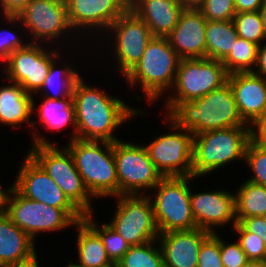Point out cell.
<instances>
[{"label":"cell","instance_id":"cell-35","mask_svg":"<svg viewBox=\"0 0 266 267\" xmlns=\"http://www.w3.org/2000/svg\"><path fill=\"white\" fill-rule=\"evenodd\" d=\"M238 234L237 241L245 252L248 260H266V247L264 241L254 233L247 232L239 223L233 229Z\"/></svg>","mask_w":266,"mask_h":267},{"label":"cell","instance_id":"cell-7","mask_svg":"<svg viewBox=\"0 0 266 267\" xmlns=\"http://www.w3.org/2000/svg\"><path fill=\"white\" fill-rule=\"evenodd\" d=\"M195 179L197 178L193 176L163 177L154 187L155 196L149 197L160 234L197 228L190 204L189 187Z\"/></svg>","mask_w":266,"mask_h":267},{"label":"cell","instance_id":"cell-19","mask_svg":"<svg viewBox=\"0 0 266 267\" xmlns=\"http://www.w3.org/2000/svg\"><path fill=\"white\" fill-rule=\"evenodd\" d=\"M207 20L198 8L185 7L176 27L167 36L171 47L182 58H206Z\"/></svg>","mask_w":266,"mask_h":267},{"label":"cell","instance_id":"cell-25","mask_svg":"<svg viewBox=\"0 0 266 267\" xmlns=\"http://www.w3.org/2000/svg\"><path fill=\"white\" fill-rule=\"evenodd\" d=\"M43 99L39 108L35 107V100L32 99V113L35 114V110H37L40 120L38 122V120L32 119V128L36 127V123H40L44 129L57 131L62 130L64 126L71 125L73 130L69 139L70 141L77 139L73 98L56 100L43 97Z\"/></svg>","mask_w":266,"mask_h":267},{"label":"cell","instance_id":"cell-30","mask_svg":"<svg viewBox=\"0 0 266 267\" xmlns=\"http://www.w3.org/2000/svg\"><path fill=\"white\" fill-rule=\"evenodd\" d=\"M259 45L238 37L231 52L221 61L228 74L253 72L255 70Z\"/></svg>","mask_w":266,"mask_h":267},{"label":"cell","instance_id":"cell-42","mask_svg":"<svg viewBox=\"0 0 266 267\" xmlns=\"http://www.w3.org/2000/svg\"><path fill=\"white\" fill-rule=\"evenodd\" d=\"M30 0H0L1 13L4 16H18Z\"/></svg>","mask_w":266,"mask_h":267},{"label":"cell","instance_id":"cell-10","mask_svg":"<svg viewBox=\"0 0 266 267\" xmlns=\"http://www.w3.org/2000/svg\"><path fill=\"white\" fill-rule=\"evenodd\" d=\"M114 159L118 195H146V190L152 191L163 178L150 159L145 144L115 141Z\"/></svg>","mask_w":266,"mask_h":267},{"label":"cell","instance_id":"cell-41","mask_svg":"<svg viewBox=\"0 0 266 267\" xmlns=\"http://www.w3.org/2000/svg\"><path fill=\"white\" fill-rule=\"evenodd\" d=\"M250 141L257 145L266 146V113L250 125Z\"/></svg>","mask_w":266,"mask_h":267},{"label":"cell","instance_id":"cell-44","mask_svg":"<svg viewBox=\"0 0 266 267\" xmlns=\"http://www.w3.org/2000/svg\"><path fill=\"white\" fill-rule=\"evenodd\" d=\"M255 69L256 70H253L254 74L266 78V42H264L258 48V55H257V62Z\"/></svg>","mask_w":266,"mask_h":267},{"label":"cell","instance_id":"cell-51","mask_svg":"<svg viewBox=\"0 0 266 267\" xmlns=\"http://www.w3.org/2000/svg\"><path fill=\"white\" fill-rule=\"evenodd\" d=\"M105 267H119V266H118V263H112V264L105 266Z\"/></svg>","mask_w":266,"mask_h":267},{"label":"cell","instance_id":"cell-21","mask_svg":"<svg viewBox=\"0 0 266 267\" xmlns=\"http://www.w3.org/2000/svg\"><path fill=\"white\" fill-rule=\"evenodd\" d=\"M227 82L242 119L251 125L266 113V78L253 72L228 74Z\"/></svg>","mask_w":266,"mask_h":267},{"label":"cell","instance_id":"cell-20","mask_svg":"<svg viewBox=\"0 0 266 267\" xmlns=\"http://www.w3.org/2000/svg\"><path fill=\"white\" fill-rule=\"evenodd\" d=\"M210 234L200 228L160 234L156 242L163 255L164 267H197L201 244Z\"/></svg>","mask_w":266,"mask_h":267},{"label":"cell","instance_id":"cell-13","mask_svg":"<svg viewBox=\"0 0 266 267\" xmlns=\"http://www.w3.org/2000/svg\"><path fill=\"white\" fill-rule=\"evenodd\" d=\"M5 214L33 240L39 233L56 232L76 224L63 209L30 200L14 187L8 195Z\"/></svg>","mask_w":266,"mask_h":267},{"label":"cell","instance_id":"cell-38","mask_svg":"<svg viewBox=\"0 0 266 267\" xmlns=\"http://www.w3.org/2000/svg\"><path fill=\"white\" fill-rule=\"evenodd\" d=\"M220 253L224 267H242L249 261L238 241L229 244L220 237Z\"/></svg>","mask_w":266,"mask_h":267},{"label":"cell","instance_id":"cell-5","mask_svg":"<svg viewBox=\"0 0 266 267\" xmlns=\"http://www.w3.org/2000/svg\"><path fill=\"white\" fill-rule=\"evenodd\" d=\"M93 198L118 196L114 142L75 139L65 145Z\"/></svg>","mask_w":266,"mask_h":267},{"label":"cell","instance_id":"cell-33","mask_svg":"<svg viewBox=\"0 0 266 267\" xmlns=\"http://www.w3.org/2000/svg\"><path fill=\"white\" fill-rule=\"evenodd\" d=\"M233 23L238 37L259 46L266 42V33L259 11L236 13L233 17Z\"/></svg>","mask_w":266,"mask_h":267},{"label":"cell","instance_id":"cell-39","mask_svg":"<svg viewBox=\"0 0 266 267\" xmlns=\"http://www.w3.org/2000/svg\"><path fill=\"white\" fill-rule=\"evenodd\" d=\"M19 35L20 34H17L15 31H11L8 27L7 29L0 30V62L7 64L13 52L24 48L29 43L28 40H22L24 36L21 37V35Z\"/></svg>","mask_w":266,"mask_h":267},{"label":"cell","instance_id":"cell-45","mask_svg":"<svg viewBox=\"0 0 266 267\" xmlns=\"http://www.w3.org/2000/svg\"><path fill=\"white\" fill-rule=\"evenodd\" d=\"M13 187V184L11 186L5 189H2V186L0 185V215H3L6 213V206H7V199L8 195Z\"/></svg>","mask_w":266,"mask_h":267},{"label":"cell","instance_id":"cell-18","mask_svg":"<svg viewBox=\"0 0 266 267\" xmlns=\"http://www.w3.org/2000/svg\"><path fill=\"white\" fill-rule=\"evenodd\" d=\"M190 204L197 228L216 233V228L237 224L235 194L227 190L192 193ZM215 229V230H214Z\"/></svg>","mask_w":266,"mask_h":267},{"label":"cell","instance_id":"cell-15","mask_svg":"<svg viewBox=\"0 0 266 267\" xmlns=\"http://www.w3.org/2000/svg\"><path fill=\"white\" fill-rule=\"evenodd\" d=\"M43 43H28L24 48L13 52L4 65L6 79L17 83L29 94L37 93L50 70L51 63L61 60V47L52 48ZM47 47H50L49 50Z\"/></svg>","mask_w":266,"mask_h":267},{"label":"cell","instance_id":"cell-6","mask_svg":"<svg viewBox=\"0 0 266 267\" xmlns=\"http://www.w3.org/2000/svg\"><path fill=\"white\" fill-rule=\"evenodd\" d=\"M250 127L206 131L193 138L192 176L203 177L230 162L244 161Z\"/></svg>","mask_w":266,"mask_h":267},{"label":"cell","instance_id":"cell-24","mask_svg":"<svg viewBox=\"0 0 266 267\" xmlns=\"http://www.w3.org/2000/svg\"><path fill=\"white\" fill-rule=\"evenodd\" d=\"M2 86L0 87V124L18 128L20 124L26 122L27 126L31 127L33 95L27 93L17 83L10 82Z\"/></svg>","mask_w":266,"mask_h":267},{"label":"cell","instance_id":"cell-48","mask_svg":"<svg viewBox=\"0 0 266 267\" xmlns=\"http://www.w3.org/2000/svg\"><path fill=\"white\" fill-rule=\"evenodd\" d=\"M259 13L261 16V20L264 26V30L266 33V0L264 1L263 5L261 6V8L259 9Z\"/></svg>","mask_w":266,"mask_h":267},{"label":"cell","instance_id":"cell-28","mask_svg":"<svg viewBox=\"0 0 266 267\" xmlns=\"http://www.w3.org/2000/svg\"><path fill=\"white\" fill-rule=\"evenodd\" d=\"M57 62L55 59L51 63L49 73L37 94H42L45 98L56 100L72 98L75 84L81 78V75L69 63L63 64L64 67L60 66L59 68L57 67L59 66ZM48 91H52L55 94L53 93V95Z\"/></svg>","mask_w":266,"mask_h":267},{"label":"cell","instance_id":"cell-47","mask_svg":"<svg viewBox=\"0 0 266 267\" xmlns=\"http://www.w3.org/2000/svg\"><path fill=\"white\" fill-rule=\"evenodd\" d=\"M242 267H266V260L263 261H253L249 260L244 266Z\"/></svg>","mask_w":266,"mask_h":267},{"label":"cell","instance_id":"cell-2","mask_svg":"<svg viewBox=\"0 0 266 267\" xmlns=\"http://www.w3.org/2000/svg\"><path fill=\"white\" fill-rule=\"evenodd\" d=\"M167 116L193 135L229 127H250L238 111L228 82L204 97L179 102Z\"/></svg>","mask_w":266,"mask_h":267},{"label":"cell","instance_id":"cell-14","mask_svg":"<svg viewBox=\"0 0 266 267\" xmlns=\"http://www.w3.org/2000/svg\"><path fill=\"white\" fill-rule=\"evenodd\" d=\"M109 32V33H108ZM118 72L125 78L139 63L148 42L153 38L151 30L143 19L130 8L120 15L108 28ZM112 34V35H111Z\"/></svg>","mask_w":266,"mask_h":267},{"label":"cell","instance_id":"cell-1","mask_svg":"<svg viewBox=\"0 0 266 267\" xmlns=\"http://www.w3.org/2000/svg\"><path fill=\"white\" fill-rule=\"evenodd\" d=\"M83 79L81 76L76 82L72 96L77 139L112 143L121 140L113 135L114 131L146 111L129 107L124 100L89 86Z\"/></svg>","mask_w":266,"mask_h":267},{"label":"cell","instance_id":"cell-27","mask_svg":"<svg viewBox=\"0 0 266 267\" xmlns=\"http://www.w3.org/2000/svg\"><path fill=\"white\" fill-rule=\"evenodd\" d=\"M206 58L222 61L233 49L238 38L233 20L206 23Z\"/></svg>","mask_w":266,"mask_h":267},{"label":"cell","instance_id":"cell-40","mask_svg":"<svg viewBox=\"0 0 266 267\" xmlns=\"http://www.w3.org/2000/svg\"><path fill=\"white\" fill-rule=\"evenodd\" d=\"M237 223L247 232L254 233L260 237L264 241L266 247V221L263 216L237 219Z\"/></svg>","mask_w":266,"mask_h":267},{"label":"cell","instance_id":"cell-37","mask_svg":"<svg viewBox=\"0 0 266 267\" xmlns=\"http://www.w3.org/2000/svg\"><path fill=\"white\" fill-rule=\"evenodd\" d=\"M197 267H224L220 253V236L211 233L201 244Z\"/></svg>","mask_w":266,"mask_h":267},{"label":"cell","instance_id":"cell-16","mask_svg":"<svg viewBox=\"0 0 266 267\" xmlns=\"http://www.w3.org/2000/svg\"><path fill=\"white\" fill-rule=\"evenodd\" d=\"M24 157L13 187L24 197L63 209L76 223L84 214L68 199L45 170L28 154Z\"/></svg>","mask_w":266,"mask_h":267},{"label":"cell","instance_id":"cell-32","mask_svg":"<svg viewBox=\"0 0 266 267\" xmlns=\"http://www.w3.org/2000/svg\"><path fill=\"white\" fill-rule=\"evenodd\" d=\"M94 213L86 214L84 220L100 235L108 258L118 263L130 248V244L108 223L98 225L93 219Z\"/></svg>","mask_w":266,"mask_h":267},{"label":"cell","instance_id":"cell-3","mask_svg":"<svg viewBox=\"0 0 266 267\" xmlns=\"http://www.w3.org/2000/svg\"><path fill=\"white\" fill-rule=\"evenodd\" d=\"M34 129L36 131H34ZM31 129L33 141L31 149L27 152L61 188L68 199L84 214L92 213V195L85 187L79 174L72 154L65 146L59 148L52 143L38 128Z\"/></svg>","mask_w":266,"mask_h":267},{"label":"cell","instance_id":"cell-52","mask_svg":"<svg viewBox=\"0 0 266 267\" xmlns=\"http://www.w3.org/2000/svg\"><path fill=\"white\" fill-rule=\"evenodd\" d=\"M263 217H264V219H265V221H266V212L264 213Z\"/></svg>","mask_w":266,"mask_h":267},{"label":"cell","instance_id":"cell-29","mask_svg":"<svg viewBox=\"0 0 266 267\" xmlns=\"http://www.w3.org/2000/svg\"><path fill=\"white\" fill-rule=\"evenodd\" d=\"M235 192L236 220L263 216L266 212V187L248 180Z\"/></svg>","mask_w":266,"mask_h":267},{"label":"cell","instance_id":"cell-26","mask_svg":"<svg viewBox=\"0 0 266 267\" xmlns=\"http://www.w3.org/2000/svg\"><path fill=\"white\" fill-rule=\"evenodd\" d=\"M78 264L84 267H105L112 264L100 235L85 221L75 224Z\"/></svg>","mask_w":266,"mask_h":267},{"label":"cell","instance_id":"cell-31","mask_svg":"<svg viewBox=\"0 0 266 267\" xmlns=\"http://www.w3.org/2000/svg\"><path fill=\"white\" fill-rule=\"evenodd\" d=\"M157 240L142 245L130 246L118 262L119 267H164L163 255ZM155 244V245H154ZM156 246V247H155Z\"/></svg>","mask_w":266,"mask_h":267},{"label":"cell","instance_id":"cell-43","mask_svg":"<svg viewBox=\"0 0 266 267\" xmlns=\"http://www.w3.org/2000/svg\"><path fill=\"white\" fill-rule=\"evenodd\" d=\"M265 0H234L236 13L259 11Z\"/></svg>","mask_w":266,"mask_h":267},{"label":"cell","instance_id":"cell-11","mask_svg":"<svg viewBox=\"0 0 266 267\" xmlns=\"http://www.w3.org/2000/svg\"><path fill=\"white\" fill-rule=\"evenodd\" d=\"M114 216L108 224L131 246L157 240L160 233L155 221L150 197L118 195Z\"/></svg>","mask_w":266,"mask_h":267},{"label":"cell","instance_id":"cell-12","mask_svg":"<svg viewBox=\"0 0 266 267\" xmlns=\"http://www.w3.org/2000/svg\"><path fill=\"white\" fill-rule=\"evenodd\" d=\"M165 118L169 129L175 132L153 137L154 140L145 145L149 157L163 177L192 176L194 135L179 127L167 115Z\"/></svg>","mask_w":266,"mask_h":267},{"label":"cell","instance_id":"cell-4","mask_svg":"<svg viewBox=\"0 0 266 267\" xmlns=\"http://www.w3.org/2000/svg\"><path fill=\"white\" fill-rule=\"evenodd\" d=\"M180 60L167 37H153L148 42L139 63L125 77V82L132 88L140 86L145 93L144 97H147V103H154L165 94H169Z\"/></svg>","mask_w":266,"mask_h":267},{"label":"cell","instance_id":"cell-36","mask_svg":"<svg viewBox=\"0 0 266 267\" xmlns=\"http://www.w3.org/2000/svg\"><path fill=\"white\" fill-rule=\"evenodd\" d=\"M197 8L208 21L233 20L236 14L234 0H204Z\"/></svg>","mask_w":266,"mask_h":267},{"label":"cell","instance_id":"cell-50","mask_svg":"<svg viewBox=\"0 0 266 267\" xmlns=\"http://www.w3.org/2000/svg\"><path fill=\"white\" fill-rule=\"evenodd\" d=\"M66 267H84V266H82V265H80L78 263L70 262L68 260V263H67Z\"/></svg>","mask_w":266,"mask_h":267},{"label":"cell","instance_id":"cell-34","mask_svg":"<svg viewBox=\"0 0 266 267\" xmlns=\"http://www.w3.org/2000/svg\"><path fill=\"white\" fill-rule=\"evenodd\" d=\"M244 162L253 173L247 180L266 187V146L249 141L245 150Z\"/></svg>","mask_w":266,"mask_h":267},{"label":"cell","instance_id":"cell-22","mask_svg":"<svg viewBox=\"0 0 266 267\" xmlns=\"http://www.w3.org/2000/svg\"><path fill=\"white\" fill-rule=\"evenodd\" d=\"M129 8L145 21L153 37H167L185 7L180 0H129Z\"/></svg>","mask_w":266,"mask_h":267},{"label":"cell","instance_id":"cell-46","mask_svg":"<svg viewBox=\"0 0 266 267\" xmlns=\"http://www.w3.org/2000/svg\"><path fill=\"white\" fill-rule=\"evenodd\" d=\"M204 0H180L184 7L197 8Z\"/></svg>","mask_w":266,"mask_h":267},{"label":"cell","instance_id":"cell-49","mask_svg":"<svg viewBox=\"0 0 266 267\" xmlns=\"http://www.w3.org/2000/svg\"><path fill=\"white\" fill-rule=\"evenodd\" d=\"M38 257H36L34 260L24 263V264H20V265H16V266H11V267H39L38 264Z\"/></svg>","mask_w":266,"mask_h":267},{"label":"cell","instance_id":"cell-23","mask_svg":"<svg viewBox=\"0 0 266 267\" xmlns=\"http://www.w3.org/2000/svg\"><path fill=\"white\" fill-rule=\"evenodd\" d=\"M35 241L6 215H0V266L24 264L37 257Z\"/></svg>","mask_w":266,"mask_h":267},{"label":"cell","instance_id":"cell-17","mask_svg":"<svg viewBox=\"0 0 266 267\" xmlns=\"http://www.w3.org/2000/svg\"><path fill=\"white\" fill-rule=\"evenodd\" d=\"M65 1L70 26L75 32H80L82 35L87 29H89L87 32L91 34L92 32L102 34L104 31L106 33L109 26L129 8V0Z\"/></svg>","mask_w":266,"mask_h":267},{"label":"cell","instance_id":"cell-8","mask_svg":"<svg viewBox=\"0 0 266 267\" xmlns=\"http://www.w3.org/2000/svg\"><path fill=\"white\" fill-rule=\"evenodd\" d=\"M228 73L221 61L210 58H182L176 78L166 98L167 115L179 102L204 97L227 83ZM175 91V92H174Z\"/></svg>","mask_w":266,"mask_h":267},{"label":"cell","instance_id":"cell-9","mask_svg":"<svg viewBox=\"0 0 266 267\" xmlns=\"http://www.w3.org/2000/svg\"><path fill=\"white\" fill-rule=\"evenodd\" d=\"M4 18L3 20H6V23L9 21L11 26L19 23L18 27H22L20 31L23 32L24 27L26 33H31H27L30 43L43 44V41H46L45 44H52L57 39L54 44L57 45L60 38L64 36L67 38V33L70 35L69 33L74 32L69 23L65 0H30L18 16H4Z\"/></svg>","mask_w":266,"mask_h":267}]
</instances>
